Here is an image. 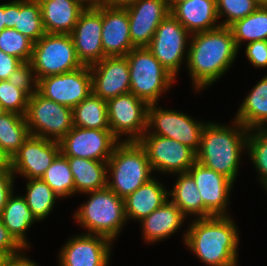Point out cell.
Here are the masks:
<instances>
[{
  "instance_id": "ab89813d",
  "label": "cell",
  "mask_w": 267,
  "mask_h": 266,
  "mask_svg": "<svg viewBox=\"0 0 267 266\" xmlns=\"http://www.w3.org/2000/svg\"><path fill=\"white\" fill-rule=\"evenodd\" d=\"M7 80L16 88L23 90L29 97L37 91L38 81L30 62H23Z\"/></svg>"
},
{
  "instance_id": "603a6c76",
  "label": "cell",
  "mask_w": 267,
  "mask_h": 266,
  "mask_svg": "<svg viewBox=\"0 0 267 266\" xmlns=\"http://www.w3.org/2000/svg\"><path fill=\"white\" fill-rule=\"evenodd\" d=\"M43 26L49 34H71L80 13L87 7L84 0H38Z\"/></svg>"
},
{
  "instance_id": "d6a6232c",
  "label": "cell",
  "mask_w": 267,
  "mask_h": 266,
  "mask_svg": "<svg viewBox=\"0 0 267 266\" xmlns=\"http://www.w3.org/2000/svg\"><path fill=\"white\" fill-rule=\"evenodd\" d=\"M25 116L6 112L0 116V147L12 158L29 137Z\"/></svg>"
},
{
  "instance_id": "7a4b0ae2",
  "label": "cell",
  "mask_w": 267,
  "mask_h": 266,
  "mask_svg": "<svg viewBox=\"0 0 267 266\" xmlns=\"http://www.w3.org/2000/svg\"><path fill=\"white\" fill-rule=\"evenodd\" d=\"M229 216L195 218L183 242L206 266H237L239 231Z\"/></svg>"
},
{
  "instance_id": "9c48e42d",
  "label": "cell",
  "mask_w": 267,
  "mask_h": 266,
  "mask_svg": "<svg viewBox=\"0 0 267 266\" xmlns=\"http://www.w3.org/2000/svg\"><path fill=\"white\" fill-rule=\"evenodd\" d=\"M205 125L206 122L197 121L181 111L158 108L157 104H151L148 106L147 131L144 134L174 139L197 153Z\"/></svg>"
},
{
  "instance_id": "f907efd6",
  "label": "cell",
  "mask_w": 267,
  "mask_h": 266,
  "mask_svg": "<svg viewBox=\"0 0 267 266\" xmlns=\"http://www.w3.org/2000/svg\"><path fill=\"white\" fill-rule=\"evenodd\" d=\"M11 257L2 249H0V266H4Z\"/></svg>"
},
{
  "instance_id": "8992f818",
  "label": "cell",
  "mask_w": 267,
  "mask_h": 266,
  "mask_svg": "<svg viewBox=\"0 0 267 266\" xmlns=\"http://www.w3.org/2000/svg\"><path fill=\"white\" fill-rule=\"evenodd\" d=\"M130 92L148 105L158 104L175 77L154 57L147 47L133 48L127 55Z\"/></svg>"
},
{
  "instance_id": "484cf974",
  "label": "cell",
  "mask_w": 267,
  "mask_h": 266,
  "mask_svg": "<svg viewBox=\"0 0 267 266\" xmlns=\"http://www.w3.org/2000/svg\"><path fill=\"white\" fill-rule=\"evenodd\" d=\"M0 219L9 233L25 250L30 248V243H28L29 241L26 238V232L34 222L39 221L29 209L22 195H17L15 197L13 191L0 214Z\"/></svg>"
},
{
  "instance_id": "db71d44e",
  "label": "cell",
  "mask_w": 267,
  "mask_h": 266,
  "mask_svg": "<svg viewBox=\"0 0 267 266\" xmlns=\"http://www.w3.org/2000/svg\"><path fill=\"white\" fill-rule=\"evenodd\" d=\"M88 5H96L100 0H84Z\"/></svg>"
},
{
  "instance_id": "b9f144b4",
  "label": "cell",
  "mask_w": 267,
  "mask_h": 266,
  "mask_svg": "<svg viewBox=\"0 0 267 266\" xmlns=\"http://www.w3.org/2000/svg\"><path fill=\"white\" fill-rule=\"evenodd\" d=\"M0 249L4 250L11 258L21 256L23 254V250L25 251V249L9 233L8 229L2 223L1 219H0Z\"/></svg>"
},
{
  "instance_id": "44dd1931",
  "label": "cell",
  "mask_w": 267,
  "mask_h": 266,
  "mask_svg": "<svg viewBox=\"0 0 267 266\" xmlns=\"http://www.w3.org/2000/svg\"><path fill=\"white\" fill-rule=\"evenodd\" d=\"M102 47L105 57L126 56L133 48L125 8L101 6Z\"/></svg>"
},
{
  "instance_id": "e0dca14e",
  "label": "cell",
  "mask_w": 267,
  "mask_h": 266,
  "mask_svg": "<svg viewBox=\"0 0 267 266\" xmlns=\"http://www.w3.org/2000/svg\"><path fill=\"white\" fill-rule=\"evenodd\" d=\"M113 242L101 235L80 234L70 238L59 252V266H109Z\"/></svg>"
},
{
  "instance_id": "7dc6e473",
  "label": "cell",
  "mask_w": 267,
  "mask_h": 266,
  "mask_svg": "<svg viewBox=\"0 0 267 266\" xmlns=\"http://www.w3.org/2000/svg\"><path fill=\"white\" fill-rule=\"evenodd\" d=\"M134 1L135 0H100L96 5H101L104 7L124 8L133 3Z\"/></svg>"
},
{
  "instance_id": "1f68e13d",
  "label": "cell",
  "mask_w": 267,
  "mask_h": 266,
  "mask_svg": "<svg viewBox=\"0 0 267 266\" xmlns=\"http://www.w3.org/2000/svg\"><path fill=\"white\" fill-rule=\"evenodd\" d=\"M228 27L238 50L244 41L247 44L258 40L267 41V5L259 6L252 14L236 20Z\"/></svg>"
},
{
  "instance_id": "7c38bea8",
  "label": "cell",
  "mask_w": 267,
  "mask_h": 266,
  "mask_svg": "<svg viewBox=\"0 0 267 266\" xmlns=\"http://www.w3.org/2000/svg\"><path fill=\"white\" fill-rule=\"evenodd\" d=\"M138 142L145 149L154 172L186 173L196 162V152L174 139L144 134Z\"/></svg>"
},
{
  "instance_id": "52a82bcc",
  "label": "cell",
  "mask_w": 267,
  "mask_h": 266,
  "mask_svg": "<svg viewBox=\"0 0 267 266\" xmlns=\"http://www.w3.org/2000/svg\"><path fill=\"white\" fill-rule=\"evenodd\" d=\"M30 63L37 81L82 67L70 34L45 33L34 43Z\"/></svg>"
},
{
  "instance_id": "c3c4849f",
  "label": "cell",
  "mask_w": 267,
  "mask_h": 266,
  "mask_svg": "<svg viewBox=\"0 0 267 266\" xmlns=\"http://www.w3.org/2000/svg\"><path fill=\"white\" fill-rule=\"evenodd\" d=\"M0 171H12V158L0 147Z\"/></svg>"
},
{
  "instance_id": "f5cc1de1",
  "label": "cell",
  "mask_w": 267,
  "mask_h": 266,
  "mask_svg": "<svg viewBox=\"0 0 267 266\" xmlns=\"http://www.w3.org/2000/svg\"><path fill=\"white\" fill-rule=\"evenodd\" d=\"M169 8L171 9L176 3H179L181 1H186V0H167Z\"/></svg>"
},
{
  "instance_id": "60d3db41",
  "label": "cell",
  "mask_w": 267,
  "mask_h": 266,
  "mask_svg": "<svg viewBox=\"0 0 267 266\" xmlns=\"http://www.w3.org/2000/svg\"><path fill=\"white\" fill-rule=\"evenodd\" d=\"M245 48L246 57L251 65L256 68L267 67V41L258 40L250 42Z\"/></svg>"
},
{
  "instance_id": "d590c367",
  "label": "cell",
  "mask_w": 267,
  "mask_h": 266,
  "mask_svg": "<svg viewBox=\"0 0 267 266\" xmlns=\"http://www.w3.org/2000/svg\"><path fill=\"white\" fill-rule=\"evenodd\" d=\"M34 42L14 28H5L0 32V50L15 56L22 62H30Z\"/></svg>"
},
{
  "instance_id": "f1b7e54d",
  "label": "cell",
  "mask_w": 267,
  "mask_h": 266,
  "mask_svg": "<svg viewBox=\"0 0 267 266\" xmlns=\"http://www.w3.org/2000/svg\"><path fill=\"white\" fill-rule=\"evenodd\" d=\"M173 190L168 191V197L188 217L204 218V204L192 176L186 173H178Z\"/></svg>"
},
{
  "instance_id": "74e56055",
  "label": "cell",
  "mask_w": 267,
  "mask_h": 266,
  "mask_svg": "<svg viewBox=\"0 0 267 266\" xmlns=\"http://www.w3.org/2000/svg\"><path fill=\"white\" fill-rule=\"evenodd\" d=\"M218 18L221 20V26H229L236 20L247 17L252 14L259 5L254 0H216Z\"/></svg>"
},
{
  "instance_id": "e575fe53",
  "label": "cell",
  "mask_w": 267,
  "mask_h": 266,
  "mask_svg": "<svg viewBox=\"0 0 267 266\" xmlns=\"http://www.w3.org/2000/svg\"><path fill=\"white\" fill-rule=\"evenodd\" d=\"M41 179L61 198L75 194L74 179L68 159L61 152L55 157Z\"/></svg>"
},
{
  "instance_id": "9f6ffc18",
  "label": "cell",
  "mask_w": 267,
  "mask_h": 266,
  "mask_svg": "<svg viewBox=\"0 0 267 266\" xmlns=\"http://www.w3.org/2000/svg\"><path fill=\"white\" fill-rule=\"evenodd\" d=\"M7 111L3 108L2 104L0 103V116H2Z\"/></svg>"
},
{
  "instance_id": "f35d334b",
  "label": "cell",
  "mask_w": 267,
  "mask_h": 266,
  "mask_svg": "<svg viewBox=\"0 0 267 266\" xmlns=\"http://www.w3.org/2000/svg\"><path fill=\"white\" fill-rule=\"evenodd\" d=\"M29 96L8 80H0V103L7 112L25 116Z\"/></svg>"
},
{
  "instance_id": "d4e9b609",
  "label": "cell",
  "mask_w": 267,
  "mask_h": 266,
  "mask_svg": "<svg viewBox=\"0 0 267 266\" xmlns=\"http://www.w3.org/2000/svg\"><path fill=\"white\" fill-rule=\"evenodd\" d=\"M167 199L169 197L166 186L158 178H152L124 198L126 220L141 221L159 208Z\"/></svg>"
},
{
  "instance_id": "f546056e",
  "label": "cell",
  "mask_w": 267,
  "mask_h": 266,
  "mask_svg": "<svg viewBox=\"0 0 267 266\" xmlns=\"http://www.w3.org/2000/svg\"><path fill=\"white\" fill-rule=\"evenodd\" d=\"M13 28L34 43L46 33L38 0H14Z\"/></svg>"
},
{
  "instance_id": "ba28073f",
  "label": "cell",
  "mask_w": 267,
  "mask_h": 266,
  "mask_svg": "<svg viewBox=\"0 0 267 266\" xmlns=\"http://www.w3.org/2000/svg\"><path fill=\"white\" fill-rule=\"evenodd\" d=\"M30 135L59 142L72 128V109L42 96L29 97L25 114Z\"/></svg>"
},
{
  "instance_id": "ac0fdd59",
  "label": "cell",
  "mask_w": 267,
  "mask_h": 266,
  "mask_svg": "<svg viewBox=\"0 0 267 266\" xmlns=\"http://www.w3.org/2000/svg\"><path fill=\"white\" fill-rule=\"evenodd\" d=\"M59 153V142L29 135L12 157V173L26 180L41 178Z\"/></svg>"
},
{
  "instance_id": "5bb4252c",
  "label": "cell",
  "mask_w": 267,
  "mask_h": 266,
  "mask_svg": "<svg viewBox=\"0 0 267 266\" xmlns=\"http://www.w3.org/2000/svg\"><path fill=\"white\" fill-rule=\"evenodd\" d=\"M37 91L47 99L73 109L92 93L89 66L38 80Z\"/></svg>"
},
{
  "instance_id": "277c9868",
  "label": "cell",
  "mask_w": 267,
  "mask_h": 266,
  "mask_svg": "<svg viewBox=\"0 0 267 266\" xmlns=\"http://www.w3.org/2000/svg\"><path fill=\"white\" fill-rule=\"evenodd\" d=\"M153 172L143 146L121 139L107 161V187L124 199L154 178Z\"/></svg>"
},
{
  "instance_id": "7402d4cb",
  "label": "cell",
  "mask_w": 267,
  "mask_h": 266,
  "mask_svg": "<svg viewBox=\"0 0 267 266\" xmlns=\"http://www.w3.org/2000/svg\"><path fill=\"white\" fill-rule=\"evenodd\" d=\"M170 13L190 34L213 30L221 26L218 22L216 0L181 1L170 9Z\"/></svg>"
},
{
  "instance_id": "681fc988",
  "label": "cell",
  "mask_w": 267,
  "mask_h": 266,
  "mask_svg": "<svg viewBox=\"0 0 267 266\" xmlns=\"http://www.w3.org/2000/svg\"><path fill=\"white\" fill-rule=\"evenodd\" d=\"M6 28V18L4 15V3L0 4V32Z\"/></svg>"
},
{
  "instance_id": "816d5d0a",
  "label": "cell",
  "mask_w": 267,
  "mask_h": 266,
  "mask_svg": "<svg viewBox=\"0 0 267 266\" xmlns=\"http://www.w3.org/2000/svg\"><path fill=\"white\" fill-rule=\"evenodd\" d=\"M266 124V126H265ZM257 130L264 136L267 138V121L264 122L259 128H257Z\"/></svg>"
},
{
  "instance_id": "3957f363",
  "label": "cell",
  "mask_w": 267,
  "mask_h": 266,
  "mask_svg": "<svg viewBox=\"0 0 267 266\" xmlns=\"http://www.w3.org/2000/svg\"><path fill=\"white\" fill-rule=\"evenodd\" d=\"M247 136L248 129L235 119L231 126L206 122L201 133L196 161L235 183L241 154L244 149L247 150Z\"/></svg>"
},
{
  "instance_id": "d6986e66",
  "label": "cell",
  "mask_w": 267,
  "mask_h": 266,
  "mask_svg": "<svg viewBox=\"0 0 267 266\" xmlns=\"http://www.w3.org/2000/svg\"><path fill=\"white\" fill-rule=\"evenodd\" d=\"M124 8L135 48L148 47L157 27L170 14L167 0H135Z\"/></svg>"
},
{
  "instance_id": "11a10c76",
  "label": "cell",
  "mask_w": 267,
  "mask_h": 266,
  "mask_svg": "<svg viewBox=\"0 0 267 266\" xmlns=\"http://www.w3.org/2000/svg\"><path fill=\"white\" fill-rule=\"evenodd\" d=\"M259 6L267 5V0H254Z\"/></svg>"
},
{
  "instance_id": "836d02e7",
  "label": "cell",
  "mask_w": 267,
  "mask_h": 266,
  "mask_svg": "<svg viewBox=\"0 0 267 266\" xmlns=\"http://www.w3.org/2000/svg\"><path fill=\"white\" fill-rule=\"evenodd\" d=\"M27 181L26 194L22 196L37 220H45L51 211L54 210L53 207L56 200H59L61 197L41 178L28 179Z\"/></svg>"
},
{
  "instance_id": "4316f807",
  "label": "cell",
  "mask_w": 267,
  "mask_h": 266,
  "mask_svg": "<svg viewBox=\"0 0 267 266\" xmlns=\"http://www.w3.org/2000/svg\"><path fill=\"white\" fill-rule=\"evenodd\" d=\"M75 193L85 194L107 187V162L79 157H67Z\"/></svg>"
},
{
  "instance_id": "ffe728a7",
  "label": "cell",
  "mask_w": 267,
  "mask_h": 266,
  "mask_svg": "<svg viewBox=\"0 0 267 266\" xmlns=\"http://www.w3.org/2000/svg\"><path fill=\"white\" fill-rule=\"evenodd\" d=\"M92 93L109 100L130 92L129 62L126 56L104 57L90 66Z\"/></svg>"
},
{
  "instance_id": "4dcf8cb0",
  "label": "cell",
  "mask_w": 267,
  "mask_h": 266,
  "mask_svg": "<svg viewBox=\"0 0 267 266\" xmlns=\"http://www.w3.org/2000/svg\"><path fill=\"white\" fill-rule=\"evenodd\" d=\"M73 126L85 129H110L107 102L91 93L72 109Z\"/></svg>"
},
{
  "instance_id": "7bdbcfd3",
  "label": "cell",
  "mask_w": 267,
  "mask_h": 266,
  "mask_svg": "<svg viewBox=\"0 0 267 266\" xmlns=\"http://www.w3.org/2000/svg\"><path fill=\"white\" fill-rule=\"evenodd\" d=\"M14 177L12 171H0V214L14 191Z\"/></svg>"
},
{
  "instance_id": "30bf717a",
  "label": "cell",
  "mask_w": 267,
  "mask_h": 266,
  "mask_svg": "<svg viewBox=\"0 0 267 266\" xmlns=\"http://www.w3.org/2000/svg\"><path fill=\"white\" fill-rule=\"evenodd\" d=\"M190 37L191 34L170 13L157 27L147 48L176 78L181 70L182 61L186 59L187 62Z\"/></svg>"
},
{
  "instance_id": "2e32d148",
  "label": "cell",
  "mask_w": 267,
  "mask_h": 266,
  "mask_svg": "<svg viewBox=\"0 0 267 266\" xmlns=\"http://www.w3.org/2000/svg\"><path fill=\"white\" fill-rule=\"evenodd\" d=\"M195 181L204 204V218L229 216L227 208L234 182L197 161L187 171Z\"/></svg>"
},
{
  "instance_id": "5b68a950",
  "label": "cell",
  "mask_w": 267,
  "mask_h": 266,
  "mask_svg": "<svg viewBox=\"0 0 267 266\" xmlns=\"http://www.w3.org/2000/svg\"><path fill=\"white\" fill-rule=\"evenodd\" d=\"M89 195L73 216L76 222L88 230L87 234L101 235L112 242L127 224L124 199L108 187L85 193Z\"/></svg>"
},
{
  "instance_id": "4fadbf2b",
  "label": "cell",
  "mask_w": 267,
  "mask_h": 266,
  "mask_svg": "<svg viewBox=\"0 0 267 266\" xmlns=\"http://www.w3.org/2000/svg\"><path fill=\"white\" fill-rule=\"evenodd\" d=\"M120 140L110 129L73 128L59 141L66 157H79L107 162Z\"/></svg>"
},
{
  "instance_id": "9a60e30c",
  "label": "cell",
  "mask_w": 267,
  "mask_h": 266,
  "mask_svg": "<svg viewBox=\"0 0 267 266\" xmlns=\"http://www.w3.org/2000/svg\"><path fill=\"white\" fill-rule=\"evenodd\" d=\"M70 35L82 65L90 67L100 62L105 57L101 39V5H87Z\"/></svg>"
},
{
  "instance_id": "8d00e7d4",
  "label": "cell",
  "mask_w": 267,
  "mask_h": 266,
  "mask_svg": "<svg viewBox=\"0 0 267 266\" xmlns=\"http://www.w3.org/2000/svg\"><path fill=\"white\" fill-rule=\"evenodd\" d=\"M247 153L259 174L263 188H267V138L257 129L248 130Z\"/></svg>"
},
{
  "instance_id": "f6af8a7d",
  "label": "cell",
  "mask_w": 267,
  "mask_h": 266,
  "mask_svg": "<svg viewBox=\"0 0 267 266\" xmlns=\"http://www.w3.org/2000/svg\"><path fill=\"white\" fill-rule=\"evenodd\" d=\"M4 266H39L24 253L18 257H12Z\"/></svg>"
},
{
  "instance_id": "cb8c5ba5",
  "label": "cell",
  "mask_w": 267,
  "mask_h": 266,
  "mask_svg": "<svg viewBox=\"0 0 267 266\" xmlns=\"http://www.w3.org/2000/svg\"><path fill=\"white\" fill-rule=\"evenodd\" d=\"M170 199L140 221L144 242L152 244L169 238L186 220L187 217Z\"/></svg>"
},
{
  "instance_id": "ee69618b",
  "label": "cell",
  "mask_w": 267,
  "mask_h": 266,
  "mask_svg": "<svg viewBox=\"0 0 267 266\" xmlns=\"http://www.w3.org/2000/svg\"><path fill=\"white\" fill-rule=\"evenodd\" d=\"M23 62L15 56L0 50V80H7L12 72Z\"/></svg>"
},
{
  "instance_id": "8fae6325",
  "label": "cell",
  "mask_w": 267,
  "mask_h": 266,
  "mask_svg": "<svg viewBox=\"0 0 267 266\" xmlns=\"http://www.w3.org/2000/svg\"><path fill=\"white\" fill-rule=\"evenodd\" d=\"M107 102V114L111 132L123 141H138L147 131L148 104L128 92Z\"/></svg>"
},
{
  "instance_id": "6da1fadb",
  "label": "cell",
  "mask_w": 267,
  "mask_h": 266,
  "mask_svg": "<svg viewBox=\"0 0 267 266\" xmlns=\"http://www.w3.org/2000/svg\"><path fill=\"white\" fill-rule=\"evenodd\" d=\"M187 68L196 92L204 90L226 74L236 60V47L227 26L191 34Z\"/></svg>"
},
{
  "instance_id": "83f0119b",
  "label": "cell",
  "mask_w": 267,
  "mask_h": 266,
  "mask_svg": "<svg viewBox=\"0 0 267 266\" xmlns=\"http://www.w3.org/2000/svg\"><path fill=\"white\" fill-rule=\"evenodd\" d=\"M234 119L248 130L257 129L267 121V75L245 96Z\"/></svg>"
},
{
  "instance_id": "bcb514c9",
  "label": "cell",
  "mask_w": 267,
  "mask_h": 266,
  "mask_svg": "<svg viewBox=\"0 0 267 266\" xmlns=\"http://www.w3.org/2000/svg\"><path fill=\"white\" fill-rule=\"evenodd\" d=\"M4 15L6 18V28H13L14 0L4 3Z\"/></svg>"
}]
</instances>
